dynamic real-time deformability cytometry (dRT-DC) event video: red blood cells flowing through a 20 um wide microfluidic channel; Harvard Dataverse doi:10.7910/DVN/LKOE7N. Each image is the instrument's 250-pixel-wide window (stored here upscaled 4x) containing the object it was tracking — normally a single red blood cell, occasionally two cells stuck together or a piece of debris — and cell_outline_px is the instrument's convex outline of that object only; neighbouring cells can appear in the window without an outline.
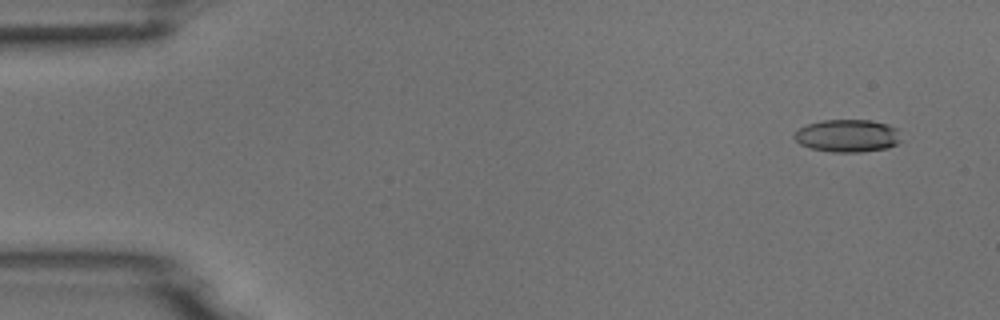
{"species": "common noctule bat (a hibernating species)", "species_latin": "Nyctalus noctula", "temperature_condition": "room temperature", "stored_images_in_passage": 17, "camera_frame_rate_fps": 3000, "um_per_image_px": 0.085, "animal": {"sex": "male", "body_mass_g": 18.8}, "frame": {"image": 1, "passage_image": 1, "time_ms": 0.0, "image_size_px": [1000, 320], "cell_outline_px": [[900, 140], [896, 144], [888, 148], [860, 152], [832, 152], [812, 148], [800, 144], [792, 136], [800, 128], [808, 124], [824, 120], [872, 120], [888, 124], [896, 128]], "centroid_in_image_um": [72.04, 11.54], "position_along_channel_um": 13.0, "area_um2": 20.17}}
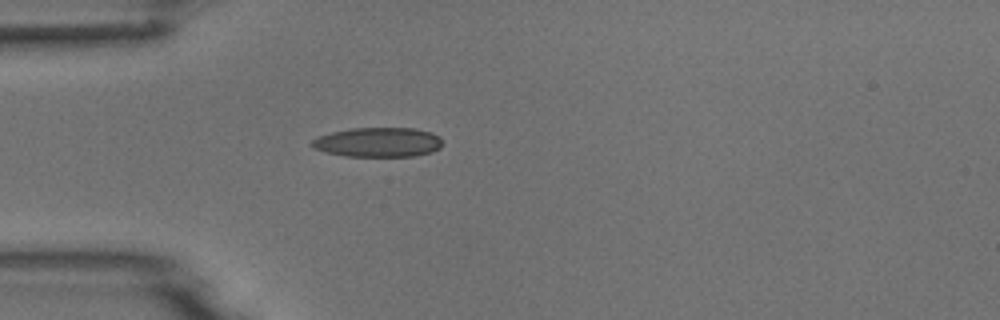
{"frame": {"image": 2, "passage_image": 12, "time_ms": 3.667, "image_size_px": [1000, 320], "cell_outline_px": [[440, 148], [432, 152], [416, 156], [344, 156], [324, 152], [312, 148], [308, 144], [312, 140], [320, 136], [332, 132], [352, 128], [416, 128], [432, 132], [440, 136]], "centroid_in_image_um": [32.12, 12.09], "position_along_channel_um": 52.9, "area_um2": 22.66}}
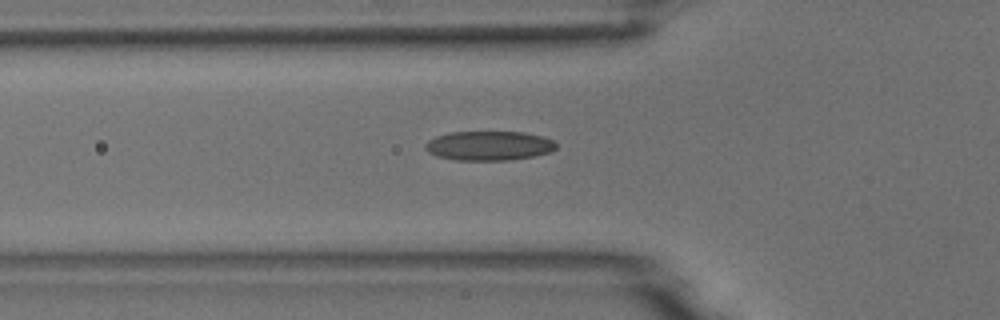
{"frame": {"image": 3, "passage_image": 15, "time_ms": 4.667, "image_size_px": [1000, 320], "cell_outline_px": [[556, 148], [552, 152], [532, 156], [508, 160], [456, 160], [436, 156], [428, 152], [424, 148], [424, 144], [428, 140], [436, 136], [448, 132], [524, 132], [540, 136], [552, 140], [556, 144]], "centroid_in_image_um": [41.52, 12.38], "position_along_channel_um": 84.3, "area_um2": 22.43}}